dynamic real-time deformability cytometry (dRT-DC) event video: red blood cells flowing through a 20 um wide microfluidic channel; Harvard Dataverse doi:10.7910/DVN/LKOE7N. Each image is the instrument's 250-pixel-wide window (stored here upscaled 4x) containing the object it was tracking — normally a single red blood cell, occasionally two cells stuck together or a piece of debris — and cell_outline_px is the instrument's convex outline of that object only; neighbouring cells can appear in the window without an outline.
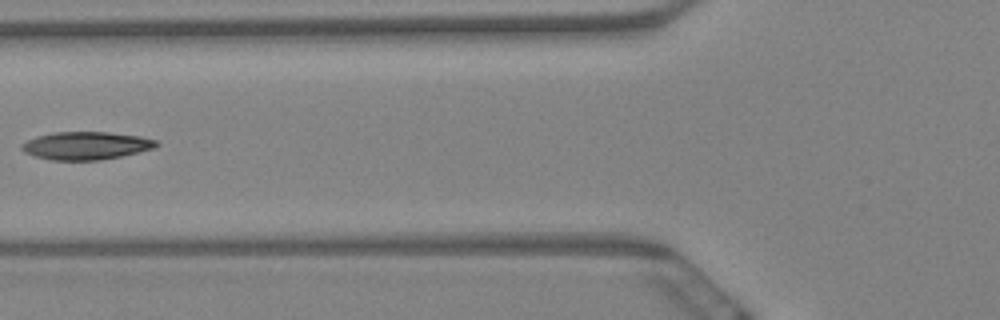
{"species": "Egyptian fruit bat (a non-hibernating species)", "species_latin": "Rousettus aegyptiacus", "temperature_condition": "warm", "stored_images_in_passage": 7, "camera_frame_rate_fps": 3000, "um_per_image_px": 0.085, "animal": {"sex": "female"}, "frame": {"image": 1, "passage_image": 7, "time_ms": 2.0, "image_size_px": [1000, 320], "cell_outline_px": [[160, 144], [152, 148], [120, 156], [100, 160], [52, 160], [36, 156], [24, 152], [20, 148], [20, 144], [36, 136], [56, 132], [108, 132], [140, 136], [156, 140]], "centroid_in_image_um": [7.28, 12.37], "position_along_channel_um": 118.5, "area_um2": 21.68}}